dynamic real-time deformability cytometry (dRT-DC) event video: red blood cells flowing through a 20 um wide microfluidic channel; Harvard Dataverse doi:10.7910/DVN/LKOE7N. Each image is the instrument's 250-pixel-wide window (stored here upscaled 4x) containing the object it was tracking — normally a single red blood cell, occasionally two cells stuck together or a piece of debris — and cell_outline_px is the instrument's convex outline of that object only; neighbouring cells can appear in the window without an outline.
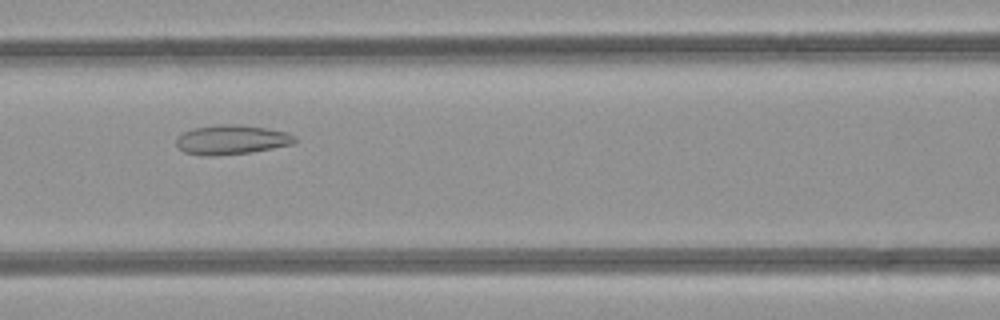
{"species": "common noctule bat (a hibernating species)", "species_latin": "Nyctalus noctula", "temperature_condition": "room temperature", "stored_images_in_passage": 34, "camera_frame_rate_fps": 3000, "um_per_image_px": 0.085, "animal": {"sex": "female", "body_mass_g": 21.9}, "frame": {"image": 1, "passage_image": 12, "time_ms": 3.667, "image_size_px": [1000, 320], "cell_outline_px": [[296, 140], [292, 144], [252, 152], [216, 156], [200, 156], [184, 152], [176, 144], [176, 140], [184, 132], [192, 128], [220, 124], [244, 124], [288, 132], [296, 136]], "centroid_in_image_um": [19.69, 11.87], "position_along_channel_um": 146.9, "area_um2": 20.52}}
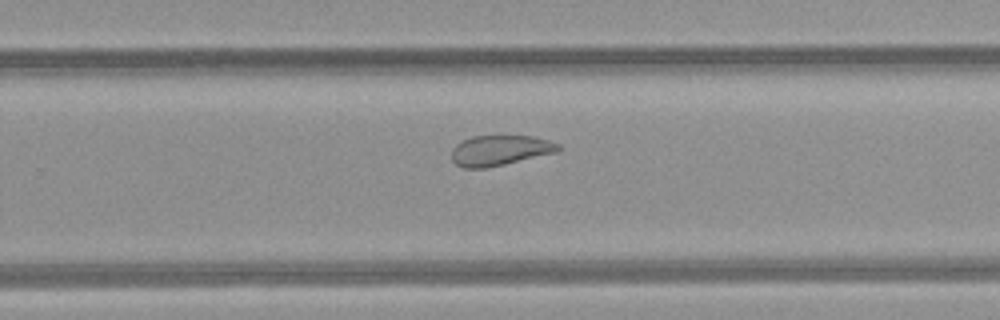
{"frame": {"image": 2, "passage_image": 22, "time_ms": 7.0, "image_size_px": [1000, 320], "cell_outline_px": [[560, 148], [556, 152], [504, 164], [484, 168], [464, 168], [456, 164], [452, 160], [452, 148], [460, 140], [472, 136], [532, 136], [548, 140], [560, 144]], "centroid_in_image_um": [42.45, 12.77], "position_along_channel_um": 287.3, "area_um2": 18.73}}
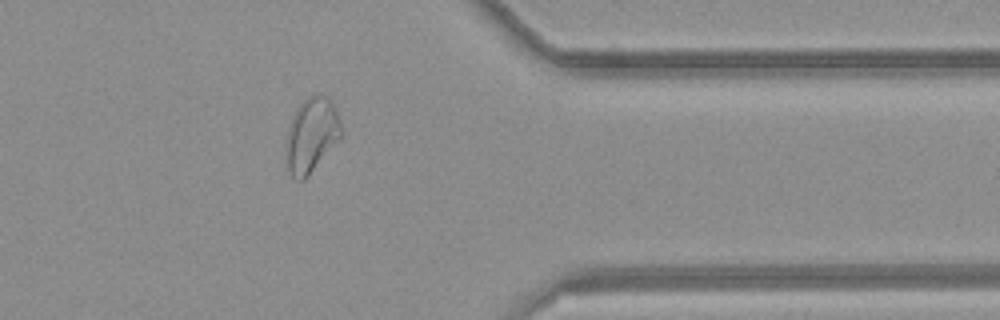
{"frame": {"image": 3, "passage_image": 30, "time_ms": 9.667, "image_size_px": [1000, 320], "cell_outline_px": [[340, 136], [308, 176], [304, 180], [296, 180], [288, 172], [284, 156], [284, 144], [288, 124], [296, 108], [308, 96], [320, 92], [328, 96], [332, 100], [336, 108], [340, 120]], "centroid_in_image_um": [26.4, 11.45], "position_along_channel_um": 385.0, "area_um2": 24.39}}